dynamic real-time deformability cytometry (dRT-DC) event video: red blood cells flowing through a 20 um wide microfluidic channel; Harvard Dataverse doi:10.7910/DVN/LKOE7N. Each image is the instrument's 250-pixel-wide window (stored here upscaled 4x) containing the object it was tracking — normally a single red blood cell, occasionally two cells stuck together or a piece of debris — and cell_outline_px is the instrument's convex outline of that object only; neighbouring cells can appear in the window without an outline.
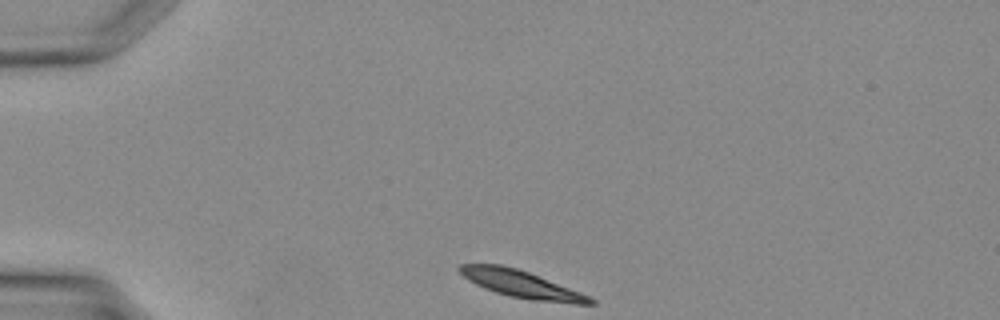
{"species": "Egyptian fruit bat (a non-hibernating species)", "species_latin": "Rousettus aegyptiacus", "temperature_condition": "warm", "stored_images_in_passage": 31, "camera_frame_rate_fps": 3000, "um_per_image_px": 0.085, "animal": {"sex": "female"}, "frame": {"image": 1, "passage_image": 1, "time_ms": 0.0, "image_size_px": [1000, 320], "cell_outline_px": [[596, 304], [572, 304], [532, 300], [508, 296], [484, 288], [468, 280], [456, 268], [460, 264], [500, 264], [516, 268], [528, 272], [580, 292], [596, 300]], "centroid_in_image_um": [44.31, 24.16], "position_along_channel_um": 40.7, "area_um2": 20.58}}
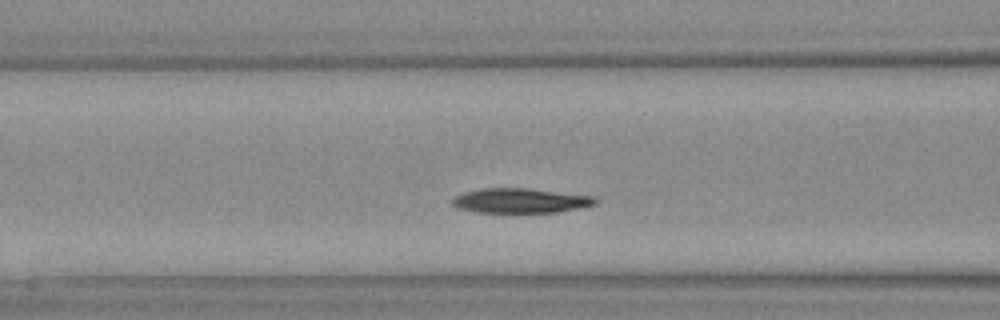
{"frame": {"image": 2, "passage_image": 8, "time_ms": 2.333, "image_size_px": [1000, 320], "cell_outline_px": [[600, 200], [596, 204], [556, 212], [476, 212], [456, 208], [452, 204], [452, 200], [456, 196], [464, 192], [480, 188], [528, 188], [596, 196]], "centroid_in_image_um": [44.25, 17.04], "position_along_channel_um": 122.4, "area_um2": 20.63}}
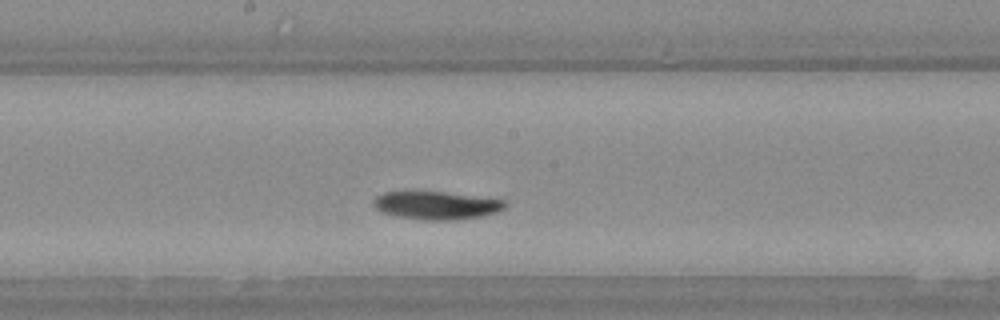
{"frame": {"image": 3, "passage_image": 13, "time_ms": 4.0, "image_size_px": [1000, 320], "cell_outline_px": [[508, 204], [504, 208], [496, 212], [484, 216], [460, 220], [420, 220], [396, 216], [384, 212], [376, 208], [372, 204], [376, 196], [384, 192], [444, 192], [504, 200]], "centroid_in_image_um": [37.11, 17.47], "position_along_channel_um": 211.1, "area_um2": 21.44}}